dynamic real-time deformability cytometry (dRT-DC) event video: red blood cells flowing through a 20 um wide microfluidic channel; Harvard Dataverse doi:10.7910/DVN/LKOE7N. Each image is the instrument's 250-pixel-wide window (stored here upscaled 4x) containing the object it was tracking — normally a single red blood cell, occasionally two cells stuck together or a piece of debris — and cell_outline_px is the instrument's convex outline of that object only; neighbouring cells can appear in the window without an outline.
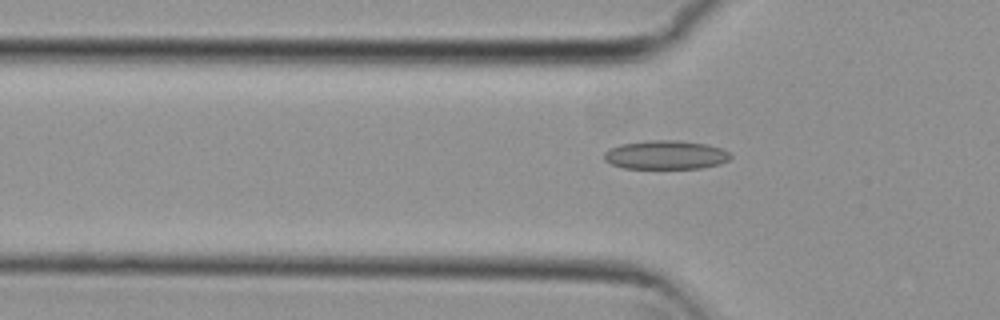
{"species": "common noctule bat (a hibernating species)", "species_latin": "Nyctalus noctula", "temperature_condition": "cold", "stored_images_in_passage": 14, "camera_frame_rate_fps": 3000, "um_per_image_px": 0.085, "animal": {"sex": "female", "body_mass_g": 29.2, "forearm_length_mm": 56.3}, "frame": {"image": 1, "passage_image": 10, "time_ms": 3.0, "image_size_px": [1000, 320], "cell_outline_px": [[732, 156], [728, 160], [720, 164], [700, 168], [624, 168], [612, 164], [604, 160], [604, 152], [620, 144], [648, 140], [676, 140], [708, 144], [720, 148], [728, 152]], "centroid_in_image_um": [56.59, 13.16], "position_along_channel_um": 69.2, "area_um2": 21.15}}
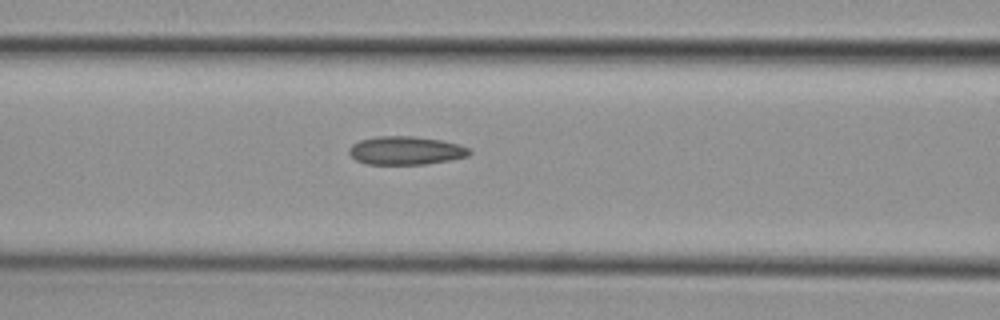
{"frame": {"image": 2, "passage_image": 14, "time_ms": 4.333, "image_size_px": [1000, 320], "cell_outline_px": [[472, 152], [468, 156], [452, 160], [428, 164], [364, 164], [356, 160], [348, 152], [348, 148], [352, 144], [360, 140], [376, 136], [412, 136], [440, 140], [460, 144], [468, 148]], "centroid_in_image_um": [34.49, 12.8], "position_along_channel_um": 132.1, "area_um2": 20.06}}